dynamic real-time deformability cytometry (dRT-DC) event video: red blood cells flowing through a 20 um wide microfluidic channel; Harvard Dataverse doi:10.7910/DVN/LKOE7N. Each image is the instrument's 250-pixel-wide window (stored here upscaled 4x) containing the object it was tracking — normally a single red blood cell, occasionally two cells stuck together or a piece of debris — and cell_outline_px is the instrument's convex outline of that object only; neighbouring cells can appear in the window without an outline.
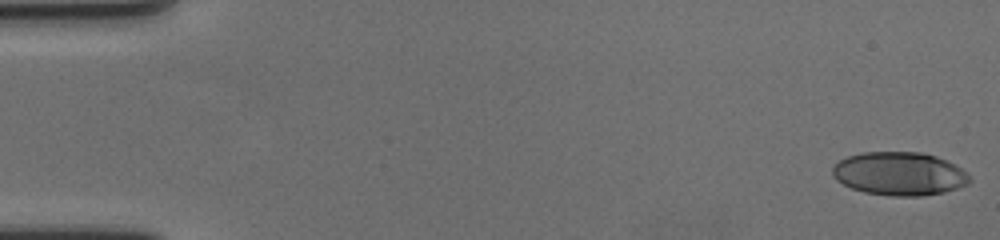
{"species": "human", "species_latin": "Homo sapiens", "temperature_condition": "cold", "stored_images_in_passage": 59, "camera_frame_rate_fps": 3000, "um_per_image_px": 0.085, "donor": {"sex": "female"}, "frame": {"image": 1, "passage_image": 1, "time_ms": 0.0, "image_size_px": [1000, 240], "cell_outline_px": [[968, 184], [944, 192], [920, 196], [892, 196], [864, 192], [852, 188], [836, 180], [832, 172], [832, 168], [840, 160], [848, 156], [864, 152], [920, 152], [936, 156], [960, 168], [968, 176]], "centroid_in_image_um": [76.41, 14.77], "position_along_channel_um": 8.6, "area_um2": 34.22}}
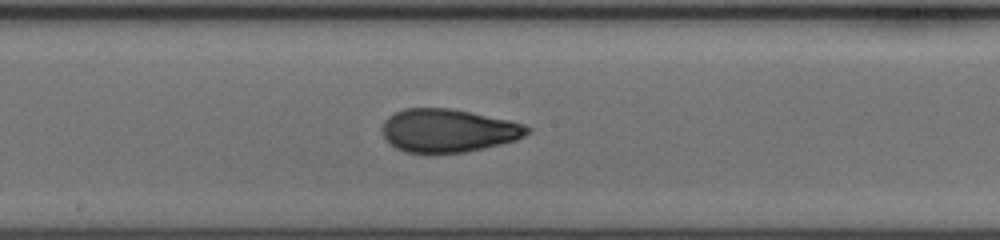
{"frame": {"image": 2, "passage_image": 32, "time_ms": 10.333, "image_size_px": [1000, 240], "cell_outline_px": [[532, 128], [524, 136], [516, 140], [484, 148], [464, 152], [404, 152], [396, 148], [384, 136], [384, 120], [388, 116], [404, 108], [452, 108], [508, 120], [524, 124]], "centroid_in_image_um": [38.12, 11.08], "position_along_channel_um": 210.1, "area_um2": 36.13}}
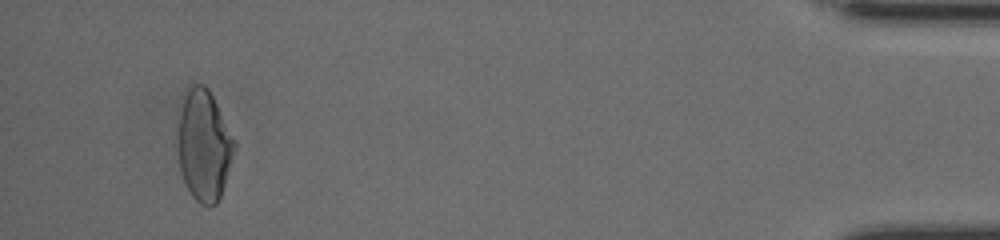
{"frame": {"image": 3, "passage_image": 56, "time_ms": 18.333, "image_size_px": [1000, 240], "cell_outline_px": [[236, 148], [220, 196], [216, 204], [208, 208], [200, 204], [192, 196], [184, 180], [180, 168], [176, 140], [180, 112], [184, 92], [192, 84], [204, 84], [208, 88], [236, 140]], "centroid_in_image_um": [17.33, 12.35], "position_along_channel_um": 417.9, "area_um2": 36.88}, "authors_computed_cell_mechanics": {"area_um2": 35.8938, "velocity_mm_per_s": 3.5166, "shape_relaxation_time_tau1_ms": 7.7697, "shape_relaxation_time_tau2_ms": 1.1443, "deformation_change_tau1": 0.2367, "deformation_change_tau2": 0.0697}}